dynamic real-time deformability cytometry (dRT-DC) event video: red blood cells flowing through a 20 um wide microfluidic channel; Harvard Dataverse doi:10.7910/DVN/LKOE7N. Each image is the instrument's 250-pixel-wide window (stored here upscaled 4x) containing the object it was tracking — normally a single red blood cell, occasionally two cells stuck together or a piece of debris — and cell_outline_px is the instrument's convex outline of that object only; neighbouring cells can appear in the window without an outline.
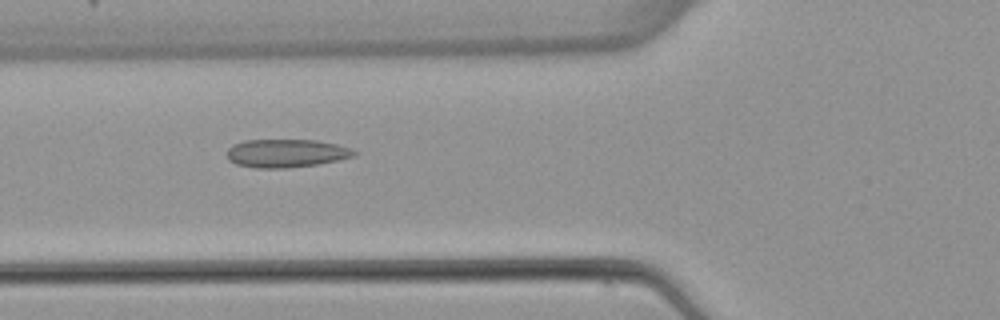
{"species": "common noctule bat (a hibernating species)", "species_latin": "Nyctalus noctula", "temperature_condition": "warm", "stored_images_in_passage": 5, "camera_frame_rate_fps": 3000, "um_per_image_px": 0.085, "animal": {"sex": "female", "body_mass_g": 22.7, "forearm_length_mm": 54.2}, "frame": {"image": 1, "passage_image": 4, "time_ms": 5.333, "image_size_px": [1000, 320], "cell_outline_px": [[356, 152], [352, 156], [336, 160], [316, 164], [288, 168], [256, 168], [236, 164], [228, 160], [228, 148], [232, 144], [244, 140], [316, 140], [336, 144], [352, 148]], "centroid_in_image_um": [24.28, 13.02], "position_along_channel_um": 101.5, "area_um2": 20.81}}
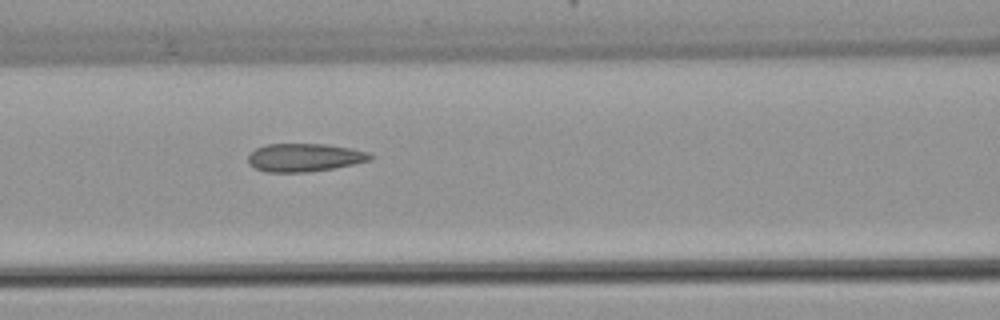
{"frame": {"image": 2, "passage_image": 5, "time_ms": 6.333, "image_size_px": [1000, 320], "cell_outline_px": [[376, 156], [372, 160], [332, 168], [308, 172], [268, 172], [256, 168], [248, 164], [248, 156], [256, 148], [264, 144], [324, 144], [352, 148], [368, 152]], "centroid_in_image_um": [25.9, 13.38], "position_along_channel_um": 140.7, "area_um2": 20.06}}